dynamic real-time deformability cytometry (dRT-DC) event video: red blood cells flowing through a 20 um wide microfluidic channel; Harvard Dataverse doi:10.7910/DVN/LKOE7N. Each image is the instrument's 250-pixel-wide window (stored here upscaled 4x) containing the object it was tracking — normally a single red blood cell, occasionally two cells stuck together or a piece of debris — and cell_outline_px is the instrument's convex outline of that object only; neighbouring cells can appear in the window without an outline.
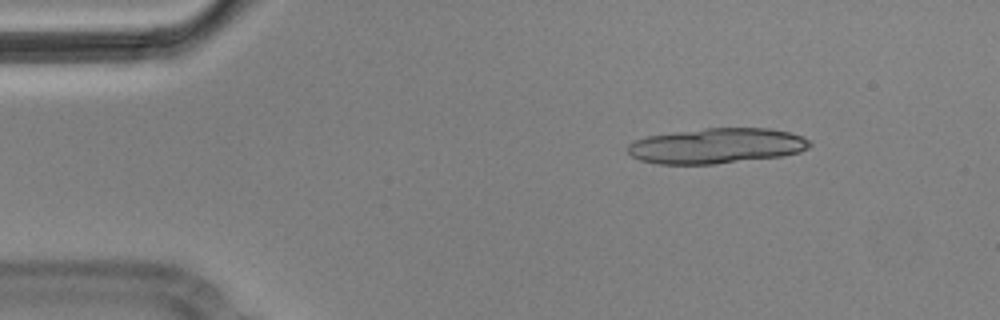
{"species": "Egyptian fruit bat (a non-hibernating species)", "species_latin": "Rousettus aegyptiacus", "temperature_condition": "cold", "stored_images_in_passage": 8, "segment_of_instrument_passage": [1, 2], "camera_frame_rate_fps": 3000, "um_per_image_px": 0.085, "animal": {"sex": "male"}, "frame": {"image": 1, "passage_image": 2, "time_ms": 0.333, "image_size_px": [1000, 320], "cell_outline_px": [[812, 144], [808, 148], [800, 152], [780, 156], [712, 164], [656, 164], [640, 160], [632, 156], [628, 152], [628, 144], [632, 140], [648, 136], [704, 128], [768, 128], [788, 132], [800, 136], [808, 140]], "centroid_in_image_um": [60.87, 12.4], "position_along_channel_um": 24.1, "area_um2": 37.28}}